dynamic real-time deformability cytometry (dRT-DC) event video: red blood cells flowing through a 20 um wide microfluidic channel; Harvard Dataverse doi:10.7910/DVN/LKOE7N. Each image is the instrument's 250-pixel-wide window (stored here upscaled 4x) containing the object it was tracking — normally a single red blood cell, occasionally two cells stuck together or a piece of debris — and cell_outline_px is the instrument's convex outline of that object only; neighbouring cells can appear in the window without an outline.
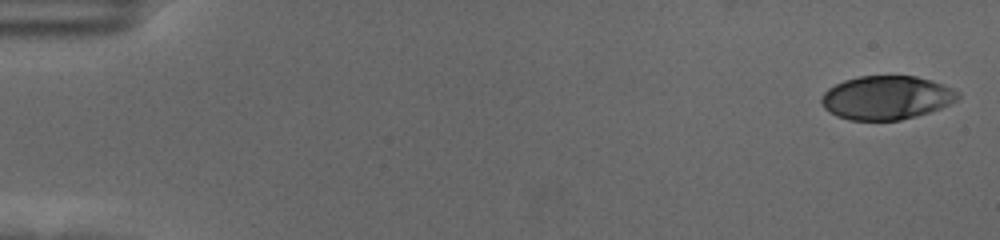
{"species": "human", "species_latin": "Homo sapiens", "temperature_condition": "cold", "stored_images_in_passage": 57, "camera_frame_rate_fps": 3000, "um_per_image_px": 0.085, "donor": {"sex": "female"}, "frame": {"image": 1, "passage_image": 1, "time_ms": 0.0, "image_size_px": [1000, 240], "cell_outline_px": [[960, 96], [956, 100], [940, 108], [916, 116], [900, 120], [852, 120], [836, 116], [828, 112], [824, 108], [820, 100], [820, 96], [828, 88], [844, 80], [860, 76], [916, 76], [932, 80], [944, 84], [960, 92]], "centroid_in_image_um": [75.33, 8.3], "position_along_channel_um": 9.7, "area_um2": 34.85}}
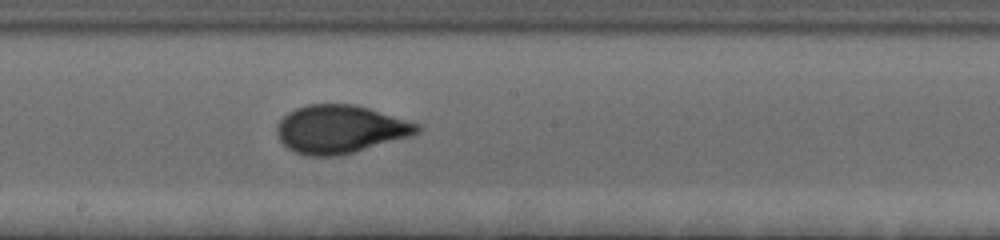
{"frame": {"image": 2, "passage_image": 32, "time_ms": 10.333, "image_size_px": [1000, 240], "cell_outline_px": [[424, 128], [420, 132], [412, 136], [352, 152], [336, 156], [308, 156], [296, 152], [288, 148], [280, 140], [276, 132], [276, 128], [280, 120], [288, 112], [296, 108], [308, 104], [352, 104], [368, 108], [420, 124]], "centroid_in_image_um": [28.93, 10.98], "position_along_channel_um": 219.3, "area_um2": 39.19}}
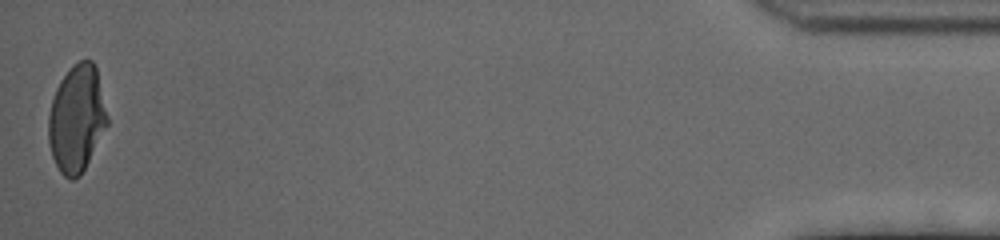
{"frame": {"image": 3, "passage_image": 57, "time_ms": 18.667, "image_size_px": [1000, 240], "cell_outline_px": [[108, 124], [80, 176], [72, 180], [64, 176], [60, 172], [52, 156], [48, 140], [48, 116], [52, 100], [56, 88], [60, 80], [72, 64], [80, 60], [92, 60], [96, 68], [108, 116]], "centroid_in_image_um": [6.51, 10.07], "position_along_channel_um": 428.7, "area_um2": 36.59}, "authors_computed_cell_mechanics": {"area_um2": 37.859, "velocity_mm_per_s": 3.5185, "shape_relaxation_time_tau1_ms": 5.1587, "shape_relaxation_time_tau2_ms": null, "deformation_change_tau1": 0.2022, "deformation_change_tau2": null}}